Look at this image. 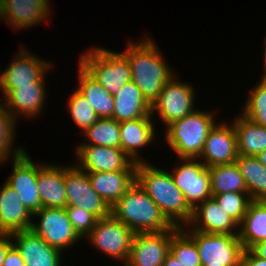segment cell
I'll return each mask as SVG.
<instances>
[{
    "instance_id": "d6986e66",
    "label": "cell",
    "mask_w": 266,
    "mask_h": 266,
    "mask_svg": "<svg viewBox=\"0 0 266 266\" xmlns=\"http://www.w3.org/2000/svg\"><path fill=\"white\" fill-rule=\"evenodd\" d=\"M152 118V115H147L135 120L119 122L120 149L135 163L146 162L143 157H140L139 150L154 143L156 123Z\"/></svg>"
},
{
    "instance_id": "f35d334b",
    "label": "cell",
    "mask_w": 266,
    "mask_h": 266,
    "mask_svg": "<svg viewBox=\"0 0 266 266\" xmlns=\"http://www.w3.org/2000/svg\"><path fill=\"white\" fill-rule=\"evenodd\" d=\"M241 266H266V260L258 257L251 249L244 250Z\"/></svg>"
},
{
    "instance_id": "603a6c76",
    "label": "cell",
    "mask_w": 266,
    "mask_h": 266,
    "mask_svg": "<svg viewBox=\"0 0 266 266\" xmlns=\"http://www.w3.org/2000/svg\"><path fill=\"white\" fill-rule=\"evenodd\" d=\"M49 0H5L3 21L14 30H24L47 21L51 6Z\"/></svg>"
},
{
    "instance_id": "d4e9b609",
    "label": "cell",
    "mask_w": 266,
    "mask_h": 266,
    "mask_svg": "<svg viewBox=\"0 0 266 266\" xmlns=\"http://www.w3.org/2000/svg\"><path fill=\"white\" fill-rule=\"evenodd\" d=\"M113 97L115 102L113 119L117 122L151 115V105L132 81L126 83Z\"/></svg>"
},
{
    "instance_id": "3957f363",
    "label": "cell",
    "mask_w": 266,
    "mask_h": 266,
    "mask_svg": "<svg viewBox=\"0 0 266 266\" xmlns=\"http://www.w3.org/2000/svg\"><path fill=\"white\" fill-rule=\"evenodd\" d=\"M110 214L134 233L163 232L175 227L137 182L110 206Z\"/></svg>"
},
{
    "instance_id": "9a60e30c",
    "label": "cell",
    "mask_w": 266,
    "mask_h": 266,
    "mask_svg": "<svg viewBox=\"0 0 266 266\" xmlns=\"http://www.w3.org/2000/svg\"><path fill=\"white\" fill-rule=\"evenodd\" d=\"M12 173L5 181L21 199L23 205L33 214L42 208L37 186V165L25 151L13 158Z\"/></svg>"
},
{
    "instance_id": "52a82bcc",
    "label": "cell",
    "mask_w": 266,
    "mask_h": 266,
    "mask_svg": "<svg viewBox=\"0 0 266 266\" xmlns=\"http://www.w3.org/2000/svg\"><path fill=\"white\" fill-rule=\"evenodd\" d=\"M134 234L127 225L110 214L96 221L87 240L92 243L94 249L125 265L130 256Z\"/></svg>"
},
{
    "instance_id": "d590c367",
    "label": "cell",
    "mask_w": 266,
    "mask_h": 266,
    "mask_svg": "<svg viewBox=\"0 0 266 266\" xmlns=\"http://www.w3.org/2000/svg\"><path fill=\"white\" fill-rule=\"evenodd\" d=\"M212 198L238 225L241 224L252 201L248 193L227 192L212 194Z\"/></svg>"
},
{
    "instance_id": "44dd1931",
    "label": "cell",
    "mask_w": 266,
    "mask_h": 266,
    "mask_svg": "<svg viewBox=\"0 0 266 266\" xmlns=\"http://www.w3.org/2000/svg\"><path fill=\"white\" fill-rule=\"evenodd\" d=\"M32 216L18 194L5 182L0 188V233L12 234L29 230Z\"/></svg>"
},
{
    "instance_id": "277c9868",
    "label": "cell",
    "mask_w": 266,
    "mask_h": 266,
    "mask_svg": "<svg viewBox=\"0 0 266 266\" xmlns=\"http://www.w3.org/2000/svg\"><path fill=\"white\" fill-rule=\"evenodd\" d=\"M210 112L196 109L165 128V140L178 158L200 157L205 140L217 123L214 111Z\"/></svg>"
},
{
    "instance_id": "f546056e",
    "label": "cell",
    "mask_w": 266,
    "mask_h": 266,
    "mask_svg": "<svg viewBox=\"0 0 266 266\" xmlns=\"http://www.w3.org/2000/svg\"><path fill=\"white\" fill-rule=\"evenodd\" d=\"M211 178V193H248L238 165L235 163L207 167Z\"/></svg>"
},
{
    "instance_id": "484cf974",
    "label": "cell",
    "mask_w": 266,
    "mask_h": 266,
    "mask_svg": "<svg viewBox=\"0 0 266 266\" xmlns=\"http://www.w3.org/2000/svg\"><path fill=\"white\" fill-rule=\"evenodd\" d=\"M78 70L76 90L87 99L99 118H113L114 97L80 63Z\"/></svg>"
},
{
    "instance_id": "e575fe53",
    "label": "cell",
    "mask_w": 266,
    "mask_h": 266,
    "mask_svg": "<svg viewBox=\"0 0 266 266\" xmlns=\"http://www.w3.org/2000/svg\"><path fill=\"white\" fill-rule=\"evenodd\" d=\"M69 97L67 109L74 123L84 132L92 126L99 117L96 115L93 107L76 89Z\"/></svg>"
},
{
    "instance_id": "9c48e42d",
    "label": "cell",
    "mask_w": 266,
    "mask_h": 266,
    "mask_svg": "<svg viewBox=\"0 0 266 266\" xmlns=\"http://www.w3.org/2000/svg\"><path fill=\"white\" fill-rule=\"evenodd\" d=\"M179 159L181 164L170 173L186 202L194 209L199 203L212 198L210 173L199 158Z\"/></svg>"
},
{
    "instance_id": "8d00e7d4",
    "label": "cell",
    "mask_w": 266,
    "mask_h": 266,
    "mask_svg": "<svg viewBox=\"0 0 266 266\" xmlns=\"http://www.w3.org/2000/svg\"><path fill=\"white\" fill-rule=\"evenodd\" d=\"M69 221L80 238H86L98 220L92 213L79 207H66Z\"/></svg>"
},
{
    "instance_id": "8992f818",
    "label": "cell",
    "mask_w": 266,
    "mask_h": 266,
    "mask_svg": "<svg viewBox=\"0 0 266 266\" xmlns=\"http://www.w3.org/2000/svg\"><path fill=\"white\" fill-rule=\"evenodd\" d=\"M196 243L202 265L241 266L244 247L238 235L204 233L181 227Z\"/></svg>"
},
{
    "instance_id": "5bb4252c",
    "label": "cell",
    "mask_w": 266,
    "mask_h": 266,
    "mask_svg": "<svg viewBox=\"0 0 266 266\" xmlns=\"http://www.w3.org/2000/svg\"><path fill=\"white\" fill-rule=\"evenodd\" d=\"M20 48L18 55L15 54L13 61L2 71V89H14L18 88V85L44 82L46 73L48 74L53 67L49 61L29 53L26 47Z\"/></svg>"
},
{
    "instance_id": "ac0fdd59",
    "label": "cell",
    "mask_w": 266,
    "mask_h": 266,
    "mask_svg": "<svg viewBox=\"0 0 266 266\" xmlns=\"http://www.w3.org/2000/svg\"><path fill=\"white\" fill-rule=\"evenodd\" d=\"M13 245L24 259L25 266H61L63 254L49 246L31 229L11 234Z\"/></svg>"
},
{
    "instance_id": "e0dca14e",
    "label": "cell",
    "mask_w": 266,
    "mask_h": 266,
    "mask_svg": "<svg viewBox=\"0 0 266 266\" xmlns=\"http://www.w3.org/2000/svg\"><path fill=\"white\" fill-rule=\"evenodd\" d=\"M45 82H33L32 85H18L14 89H2L3 106L17 121L19 116L27 119L40 116L47 98ZM19 115V116H18ZM17 118V119H16Z\"/></svg>"
},
{
    "instance_id": "6da1fadb",
    "label": "cell",
    "mask_w": 266,
    "mask_h": 266,
    "mask_svg": "<svg viewBox=\"0 0 266 266\" xmlns=\"http://www.w3.org/2000/svg\"><path fill=\"white\" fill-rule=\"evenodd\" d=\"M140 42L128 41L127 48L121 52L131 68V81L141 90L151 105L161 93L163 86L174 75L173 68L162 57L156 42L149 37Z\"/></svg>"
},
{
    "instance_id": "74e56055",
    "label": "cell",
    "mask_w": 266,
    "mask_h": 266,
    "mask_svg": "<svg viewBox=\"0 0 266 266\" xmlns=\"http://www.w3.org/2000/svg\"><path fill=\"white\" fill-rule=\"evenodd\" d=\"M2 266H25L24 259L14 245L8 249Z\"/></svg>"
},
{
    "instance_id": "7a4b0ae2",
    "label": "cell",
    "mask_w": 266,
    "mask_h": 266,
    "mask_svg": "<svg viewBox=\"0 0 266 266\" xmlns=\"http://www.w3.org/2000/svg\"><path fill=\"white\" fill-rule=\"evenodd\" d=\"M136 182L174 226L183 227L190 222L193 209L175 185L170 171L148 162L137 163Z\"/></svg>"
},
{
    "instance_id": "836d02e7",
    "label": "cell",
    "mask_w": 266,
    "mask_h": 266,
    "mask_svg": "<svg viewBox=\"0 0 266 266\" xmlns=\"http://www.w3.org/2000/svg\"><path fill=\"white\" fill-rule=\"evenodd\" d=\"M256 86V87H255ZM251 89L247 101L242 107V114L253 122L266 127V78Z\"/></svg>"
},
{
    "instance_id": "f1b7e54d",
    "label": "cell",
    "mask_w": 266,
    "mask_h": 266,
    "mask_svg": "<svg viewBox=\"0 0 266 266\" xmlns=\"http://www.w3.org/2000/svg\"><path fill=\"white\" fill-rule=\"evenodd\" d=\"M251 200L266 201V168L257 157L238 155L236 159Z\"/></svg>"
},
{
    "instance_id": "d6a6232c",
    "label": "cell",
    "mask_w": 266,
    "mask_h": 266,
    "mask_svg": "<svg viewBox=\"0 0 266 266\" xmlns=\"http://www.w3.org/2000/svg\"><path fill=\"white\" fill-rule=\"evenodd\" d=\"M169 252L183 266H202L195 241L181 227L171 237Z\"/></svg>"
},
{
    "instance_id": "bcb514c9",
    "label": "cell",
    "mask_w": 266,
    "mask_h": 266,
    "mask_svg": "<svg viewBox=\"0 0 266 266\" xmlns=\"http://www.w3.org/2000/svg\"><path fill=\"white\" fill-rule=\"evenodd\" d=\"M0 91H2V72L0 71Z\"/></svg>"
},
{
    "instance_id": "ab89813d",
    "label": "cell",
    "mask_w": 266,
    "mask_h": 266,
    "mask_svg": "<svg viewBox=\"0 0 266 266\" xmlns=\"http://www.w3.org/2000/svg\"><path fill=\"white\" fill-rule=\"evenodd\" d=\"M12 245L11 234L0 233V266L4 264L7 251Z\"/></svg>"
},
{
    "instance_id": "4316f807",
    "label": "cell",
    "mask_w": 266,
    "mask_h": 266,
    "mask_svg": "<svg viewBox=\"0 0 266 266\" xmlns=\"http://www.w3.org/2000/svg\"><path fill=\"white\" fill-rule=\"evenodd\" d=\"M233 119L238 155L256 157L263 152L266 149V127L253 122L242 113Z\"/></svg>"
},
{
    "instance_id": "4fadbf2b",
    "label": "cell",
    "mask_w": 266,
    "mask_h": 266,
    "mask_svg": "<svg viewBox=\"0 0 266 266\" xmlns=\"http://www.w3.org/2000/svg\"><path fill=\"white\" fill-rule=\"evenodd\" d=\"M179 228L175 226L163 232L135 233L130 256L124 266H163L171 237Z\"/></svg>"
},
{
    "instance_id": "30bf717a",
    "label": "cell",
    "mask_w": 266,
    "mask_h": 266,
    "mask_svg": "<svg viewBox=\"0 0 266 266\" xmlns=\"http://www.w3.org/2000/svg\"><path fill=\"white\" fill-rule=\"evenodd\" d=\"M32 217L40 220L39 223L32 221L30 229L51 247L64 252L82 240L69 221L65 208L42 207Z\"/></svg>"
},
{
    "instance_id": "7bdbcfd3",
    "label": "cell",
    "mask_w": 266,
    "mask_h": 266,
    "mask_svg": "<svg viewBox=\"0 0 266 266\" xmlns=\"http://www.w3.org/2000/svg\"><path fill=\"white\" fill-rule=\"evenodd\" d=\"M260 163L266 168V149L263 152H260L257 156Z\"/></svg>"
},
{
    "instance_id": "ba28073f",
    "label": "cell",
    "mask_w": 266,
    "mask_h": 266,
    "mask_svg": "<svg viewBox=\"0 0 266 266\" xmlns=\"http://www.w3.org/2000/svg\"><path fill=\"white\" fill-rule=\"evenodd\" d=\"M175 76L165 83L158 98L151 104V115L157 113L165 128L175 120L182 119L196 110L193 86L185 81L180 82Z\"/></svg>"
},
{
    "instance_id": "4dcf8cb0",
    "label": "cell",
    "mask_w": 266,
    "mask_h": 266,
    "mask_svg": "<svg viewBox=\"0 0 266 266\" xmlns=\"http://www.w3.org/2000/svg\"><path fill=\"white\" fill-rule=\"evenodd\" d=\"M83 135L89 140L79 145H98L120 148L119 122L113 118H99Z\"/></svg>"
},
{
    "instance_id": "f6af8a7d",
    "label": "cell",
    "mask_w": 266,
    "mask_h": 266,
    "mask_svg": "<svg viewBox=\"0 0 266 266\" xmlns=\"http://www.w3.org/2000/svg\"><path fill=\"white\" fill-rule=\"evenodd\" d=\"M264 47H265V51L263 52L264 53V68H265V70H263L264 71V75L262 74V76L261 77H263V78H266V39H265V42H264Z\"/></svg>"
},
{
    "instance_id": "83f0119b",
    "label": "cell",
    "mask_w": 266,
    "mask_h": 266,
    "mask_svg": "<svg viewBox=\"0 0 266 266\" xmlns=\"http://www.w3.org/2000/svg\"><path fill=\"white\" fill-rule=\"evenodd\" d=\"M239 227L238 236L244 250L266 240V201L252 200Z\"/></svg>"
},
{
    "instance_id": "b9f144b4",
    "label": "cell",
    "mask_w": 266,
    "mask_h": 266,
    "mask_svg": "<svg viewBox=\"0 0 266 266\" xmlns=\"http://www.w3.org/2000/svg\"><path fill=\"white\" fill-rule=\"evenodd\" d=\"M163 266H183L170 252L165 256Z\"/></svg>"
},
{
    "instance_id": "ffe728a7",
    "label": "cell",
    "mask_w": 266,
    "mask_h": 266,
    "mask_svg": "<svg viewBox=\"0 0 266 266\" xmlns=\"http://www.w3.org/2000/svg\"><path fill=\"white\" fill-rule=\"evenodd\" d=\"M186 226L204 233L239 234V225L220 208L213 198L199 203L193 209L192 218Z\"/></svg>"
},
{
    "instance_id": "ee69618b",
    "label": "cell",
    "mask_w": 266,
    "mask_h": 266,
    "mask_svg": "<svg viewBox=\"0 0 266 266\" xmlns=\"http://www.w3.org/2000/svg\"><path fill=\"white\" fill-rule=\"evenodd\" d=\"M4 13H5V0H0V21L3 20Z\"/></svg>"
},
{
    "instance_id": "2e32d148",
    "label": "cell",
    "mask_w": 266,
    "mask_h": 266,
    "mask_svg": "<svg viewBox=\"0 0 266 266\" xmlns=\"http://www.w3.org/2000/svg\"><path fill=\"white\" fill-rule=\"evenodd\" d=\"M237 157V136L233 122L232 125L225 121L217 122L205 140L199 160L206 167H212L235 163Z\"/></svg>"
},
{
    "instance_id": "7402d4cb",
    "label": "cell",
    "mask_w": 266,
    "mask_h": 266,
    "mask_svg": "<svg viewBox=\"0 0 266 266\" xmlns=\"http://www.w3.org/2000/svg\"><path fill=\"white\" fill-rule=\"evenodd\" d=\"M37 186L42 207H67L64 166L51 163L37 165Z\"/></svg>"
},
{
    "instance_id": "cb8c5ba5",
    "label": "cell",
    "mask_w": 266,
    "mask_h": 266,
    "mask_svg": "<svg viewBox=\"0 0 266 266\" xmlns=\"http://www.w3.org/2000/svg\"><path fill=\"white\" fill-rule=\"evenodd\" d=\"M92 188L112 206L136 182V171L87 173Z\"/></svg>"
},
{
    "instance_id": "7c38bea8",
    "label": "cell",
    "mask_w": 266,
    "mask_h": 266,
    "mask_svg": "<svg viewBox=\"0 0 266 266\" xmlns=\"http://www.w3.org/2000/svg\"><path fill=\"white\" fill-rule=\"evenodd\" d=\"M74 153L78 160L74 164L87 173L136 171L137 163L120 148L78 145Z\"/></svg>"
},
{
    "instance_id": "7dc6e473",
    "label": "cell",
    "mask_w": 266,
    "mask_h": 266,
    "mask_svg": "<svg viewBox=\"0 0 266 266\" xmlns=\"http://www.w3.org/2000/svg\"><path fill=\"white\" fill-rule=\"evenodd\" d=\"M202 266H224V265H202Z\"/></svg>"
},
{
    "instance_id": "60d3db41",
    "label": "cell",
    "mask_w": 266,
    "mask_h": 266,
    "mask_svg": "<svg viewBox=\"0 0 266 266\" xmlns=\"http://www.w3.org/2000/svg\"><path fill=\"white\" fill-rule=\"evenodd\" d=\"M251 250L260 258L266 260V240L258 242Z\"/></svg>"
},
{
    "instance_id": "5b68a950",
    "label": "cell",
    "mask_w": 266,
    "mask_h": 266,
    "mask_svg": "<svg viewBox=\"0 0 266 266\" xmlns=\"http://www.w3.org/2000/svg\"><path fill=\"white\" fill-rule=\"evenodd\" d=\"M80 56L79 63L112 96L131 81L130 64L121 52L94 47Z\"/></svg>"
},
{
    "instance_id": "8fae6325",
    "label": "cell",
    "mask_w": 266,
    "mask_h": 266,
    "mask_svg": "<svg viewBox=\"0 0 266 266\" xmlns=\"http://www.w3.org/2000/svg\"><path fill=\"white\" fill-rule=\"evenodd\" d=\"M67 207H79L97 219L110 215L109 204L92 188L87 172L75 164L64 166Z\"/></svg>"
},
{
    "instance_id": "1f68e13d",
    "label": "cell",
    "mask_w": 266,
    "mask_h": 266,
    "mask_svg": "<svg viewBox=\"0 0 266 266\" xmlns=\"http://www.w3.org/2000/svg\"><path fill=\"white\" fill-rule=\"evenodd\" d=\"M16 127L17 121L0 103V165L10 159V157L17 158L26 151L21 146L12 149L15 146L13 145L15 142L13 139L17 138L15 137Z\"/></svg>"
}]
</instances>
